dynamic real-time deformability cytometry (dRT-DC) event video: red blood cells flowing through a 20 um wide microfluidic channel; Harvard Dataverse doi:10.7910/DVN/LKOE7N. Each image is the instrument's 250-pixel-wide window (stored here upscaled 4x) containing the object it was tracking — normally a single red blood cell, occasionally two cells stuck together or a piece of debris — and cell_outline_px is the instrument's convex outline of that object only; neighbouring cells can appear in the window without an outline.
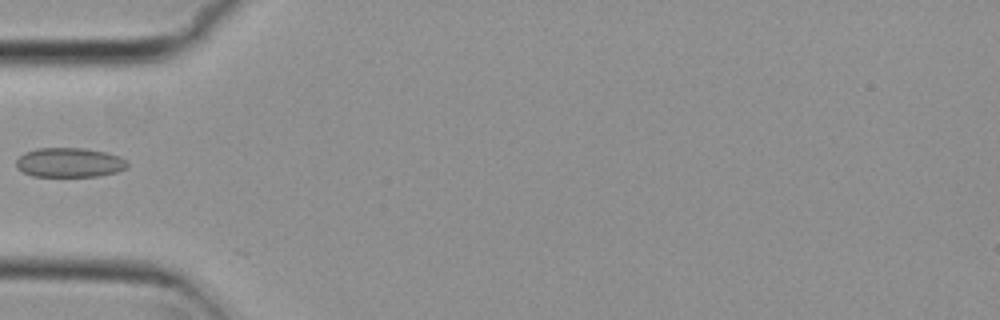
{"species": "common noctule bat (a hibernating species)", "species_latin": "Nyctalus noctula", "temperature_condition": "cold", "stored_images_in_passage": 3, "camera_frame_rate_fps": 3000, "um_per_image_px": 0.085, "animal": {"sex": "female", "body_mass_g": 29.2, "forearm_length_mm": 56.3}, "frame": {"image": 1, "passage_image": 2, "time_ms": 0.333, "image_size_px": [1000, 320], "cell_outline_px": [[128, 168], [116, 172], [96, 176], [32, 176], [16, 168], [16, 160], [24, 152], [36, 148], [84, 148], [108, 152], [120, 156], [128, 164]], "centroid_in_image_um": [5.9, 13.8], "position_along_channel_um": 79.1, "area_um2": 19.19}}
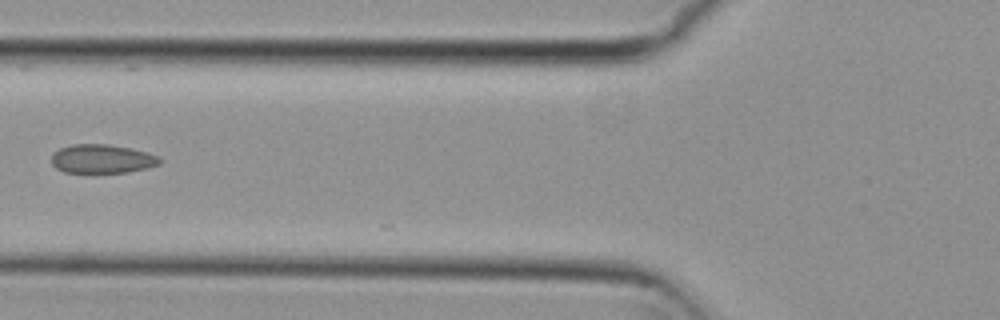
{"frame": {"image": 2, "passage_image": 3, "time_ms": 0.667, "image_size_px": [1000, 320], "cell_outline_px": [[160, 164], [148, 168], [128, 172], [92, 176], [64, 172], [56, 168], [52, 164], [52, 156], [60, 148], [72, 144], [108, 144], [132, 148], [148, 152], [160, 156]], "centroid_in_image_um": [8.68, 13.55], "position_along_channel_um": 117.1, "area_um2": 19.13}}